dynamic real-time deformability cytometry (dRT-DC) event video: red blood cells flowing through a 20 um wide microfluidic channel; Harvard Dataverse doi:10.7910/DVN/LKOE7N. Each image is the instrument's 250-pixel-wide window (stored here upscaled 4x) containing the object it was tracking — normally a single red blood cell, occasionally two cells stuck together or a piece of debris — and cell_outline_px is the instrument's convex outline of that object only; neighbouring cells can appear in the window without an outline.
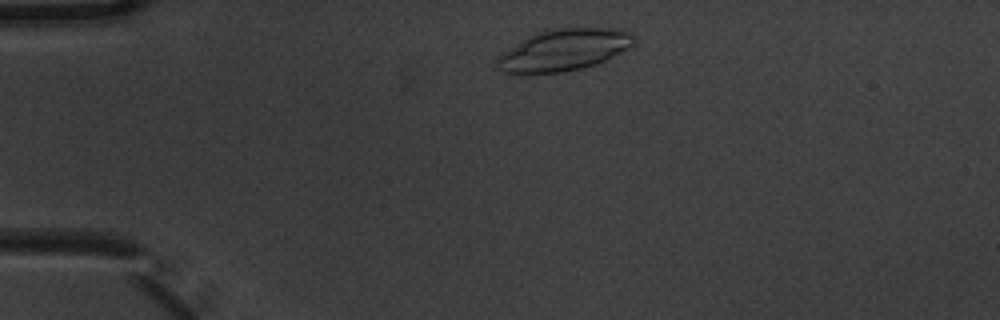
{"species": "common noctule bat (a hibernating species)", "species_latin": "Nyctalus noctula", "temperature_condition": "warm", "stored_images_in_passage": 2, "camera_frame_rate_fps": 3000, "um_per_image_px": 0.085, "animal": {"sex": "male", "body_mass_g": 20.1, "forearm_length_mm": 53.5}, "frame": {"image": 1, "passage_image": 1, "time_ms": 0.0, "image_size_px": [1000, 320], "cell_outline_px": [[636, 40], [628, 48], [596, 64], [580, 68], [560, 72], [516, 76], [508, 76], [500, 72], [492, 64], [496, 56], [528, 36], [548, 28], [620, 28], [628, 32]], "centroid_in_image_um": [47.76, 4.29], "position_along_channel_um": 37.2, "area_um2": 33.99}}
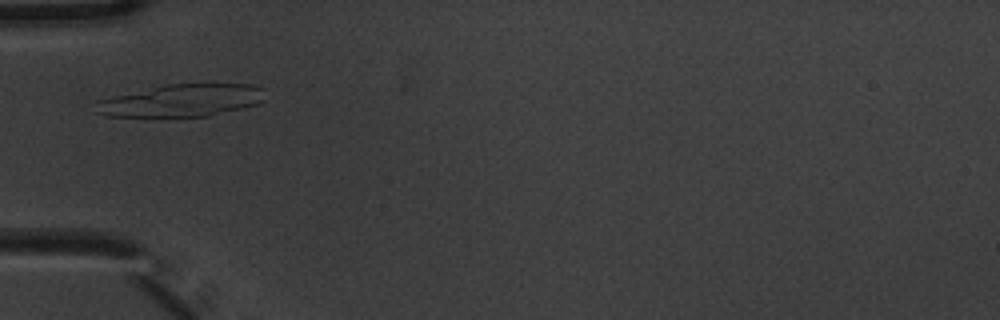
{"frame": {"image": 2, "passage_image": 2, "time_ms": 0.333, "image_size_px": [1000, 320], "cell_outline_px": [[264, 100], [256, 104], [208, 116], [104, 116], [96, 112], [96, 100], [112, 96], [168, 84], [252, 84], [264, 88]], "centroid_in_image_um": [15.43, 8.53], "position_along_channel_um": 69.6, "area_um2": 31.62}}